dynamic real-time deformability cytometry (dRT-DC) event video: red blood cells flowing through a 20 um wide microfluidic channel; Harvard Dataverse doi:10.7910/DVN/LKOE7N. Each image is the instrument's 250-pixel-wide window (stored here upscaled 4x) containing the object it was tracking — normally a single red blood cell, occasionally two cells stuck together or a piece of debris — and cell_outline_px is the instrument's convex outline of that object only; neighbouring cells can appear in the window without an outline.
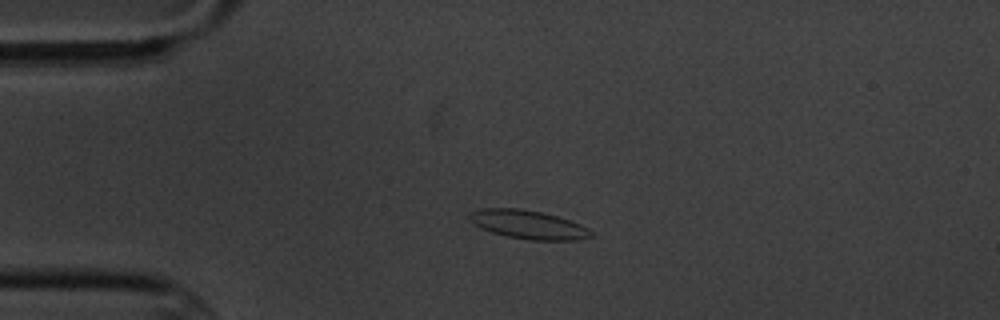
{"species": "common noctule bat (a hibernating species)", "species_latin": "Nyctalus noctula", "temperature_condition": "cold", "stored_images_in_passage": 3, "camera_frame_rate_fps": 3000, "um_per_image_px": 0.085, "animal": {"sex": "male", "body_mass_g": 20.1, "forearm_length_mm": 53.5}, "frame": {"image": 1, "passage_image": 2, "time_ms": 1.333, "image_size_px": [1000, 320], "cell_outline_px": [[596, 232], [592, 236], [580, 240], [532, 240], [508, 236], [492, 232], [480, 228], [468, 216], [468, 212], [480, 208], [520, 208], [540, 212], [556, 216], [580, 224]], "centroid_in_image_um": [44.92, 19.09], "position_along_channel_um": 40.1, "area_um2": 20.23}}